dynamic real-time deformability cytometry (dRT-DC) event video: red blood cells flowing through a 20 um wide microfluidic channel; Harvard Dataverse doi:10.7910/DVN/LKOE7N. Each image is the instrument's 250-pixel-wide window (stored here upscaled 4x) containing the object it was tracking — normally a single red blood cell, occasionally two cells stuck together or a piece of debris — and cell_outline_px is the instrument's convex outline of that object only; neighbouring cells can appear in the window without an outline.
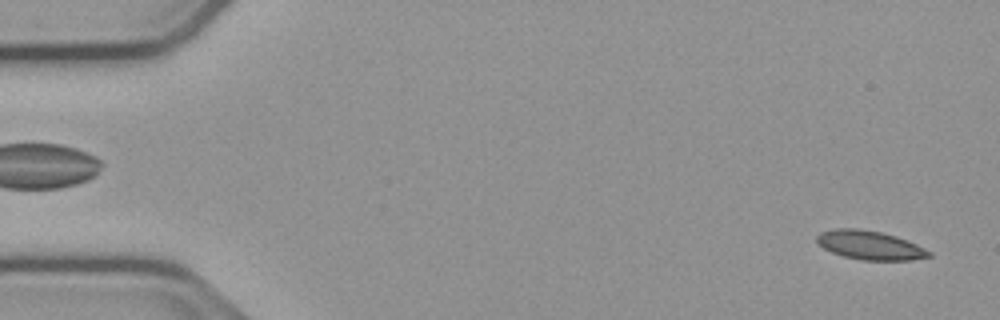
{"species": "common noctule bat (a hibernating species)", "species_latin": "Nyctalus noctula", "temperature_condition": "cold", "stored_images_in_passage": 54, "camera_frame_rate_fps": 3000, "um_per_image_px": 0.085, "animal": {"sex": "male", "body_mass_g": 23.1, "forearm_length_mm": 52.7}, "frame": {"image": 1, "passage_image": 2, "time_ms": 0.333, "image_size_px": [1000, 320], "cell_outline_px": [[932, 256], [912, 260], [864, 260], [844, 256], [832, 252], [824, 248], [816, 240], [816, 236], [820, 232], [836, 228], [860, 228], [884, 232], [908, 240], [932, 252]], "centroid_in_image_um": [73.96, 20.83], "position_along_channel_um": 11.0, "area_um2": 18.96}}
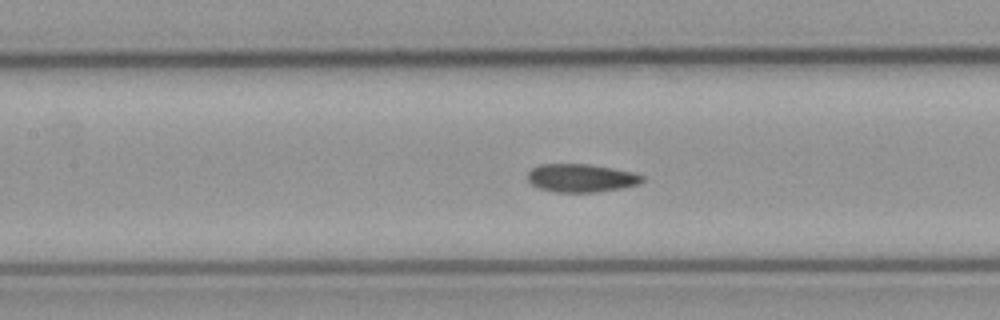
{"frame": {"image": 2, "passage_image": 24, "time_ms": 7.667, "image_size_px": [1000, 320], "cell_outline_px": [[644, 180], [640, 184], [620, 188], [596, 192], [556, 192], [540, 188], [532, 184], [528, 180], [528, 172], [532, 168], [540, 164], [588, 164], [612, 168], [632, 172], [644, 176]], "centroid_in_image_um": [49.4, 15.13], "position_along_channel_um": 158.0, "area_um2": 18.73}}
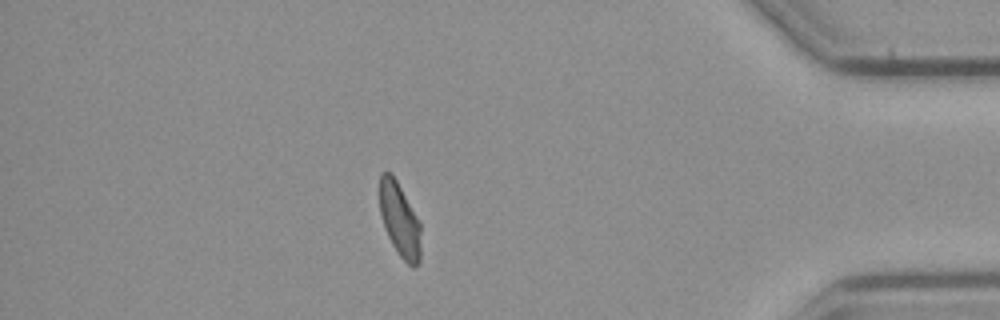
{"frame": {"image": 3, "passage_image": 47, "time_ms": 15.333, "image_size_px": [1000, 320], "cell_outline_px": [[420, 260], [416, 268], [412, 268], [400, 256], [392, 244], [388, 236], [380, 212], [380, 176], [384, 172], [388, 172], [396, 180], [420, 224]], "centroid_in_image_um": [33.98, 18.75], "position_along_channel_um": 401.2, "area_um2": 17.22}, "authors_computed_cell_mechanics": {"area_um2": 18.7272, "velocity_mm_per_s": 3.7465, "shape_relaxation_time_tau1_ms": null, "shape_relaxation_time_tau2_ms": 3.6569, "deformation_change_tau1": null, "deformation_change_tau2": 0.0617}}